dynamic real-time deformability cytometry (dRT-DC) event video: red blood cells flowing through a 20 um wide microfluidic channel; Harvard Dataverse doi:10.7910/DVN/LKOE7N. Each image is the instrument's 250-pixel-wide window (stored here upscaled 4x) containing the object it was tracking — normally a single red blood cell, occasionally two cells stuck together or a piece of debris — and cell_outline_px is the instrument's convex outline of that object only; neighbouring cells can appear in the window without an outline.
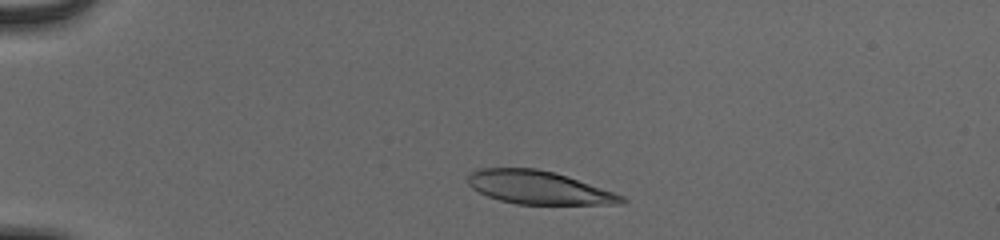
{"species": "human", "species_latin": "Homo sapiens", "temperature_condition": "cold", "stored_images_in_passage": 46, "camera_frame_rate_fps": 3000, "um_per_image_px": 0.085, "donor": {"sex": "male"}, "frame": {"image": 1, "passage_image": 5, "time_ms": 1.333, "image_size_px": [1000, 240], "cell_outline_px": [[628, 200], [624, 204], [516, 204], [500, 200], [488, 196], [472, 188], [468, 184], [468, 176], [472, 172], [480, 168], [536, 168], [552, 172], [624, 196]], "centroid_in_image_um": [45.76, 15.95], "position_along_channel_um": 39.2, "area_um2": 29.19}}
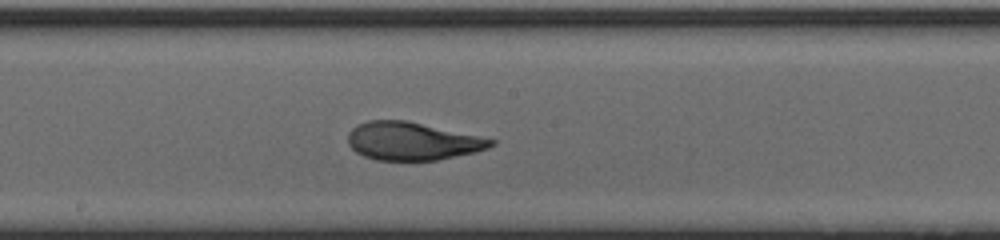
{"frame": {"image": 2, "passage_image": 23, "time_ms": 7.333, "image_size_px": [1000, 240], "cell_outline_px": [[496, 144], [488, 148], [476, 152], [436, 160], [376, 160], [364, 156], [356, 152], [348, 144], [348, 132], [356, 124], [368, 120], [408, 120], [496, 140]], "centroid_in_image_um": [35.02, 11.99], "position_along_channel_um": 213.2, "area_um2": 31.73}}
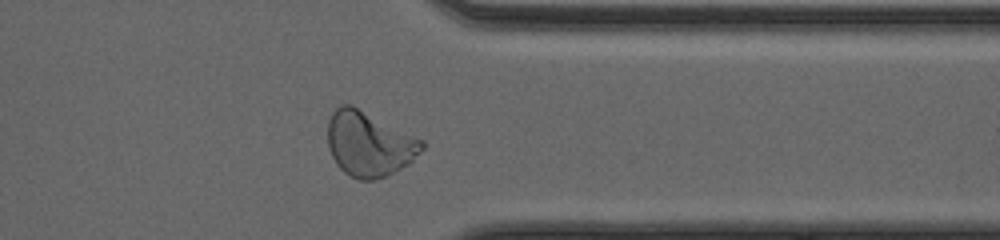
{"frame": {"image": 3, "passage_image": 36, "time_ms": 11.667, "image_size_px": [1000, 240], "cell_outline_px": [[424, 148], [408, 164], [384, 176], [372, 180], [360, 180], [344, 172], [336, 164], [332, 156], [328, 144], [328, 120], [332, 112], [340, 104], [352, 104], [424, 140]], "centroid_in_image_um": [31.36, 12.2], "position_along_channel_um": 380.0, "area_um2": 35.49}, "authors_computed_cell_mechanics": {"area_um2": 31.9056, "velocity_mm_per_s": 3.8784, "shape_relaxation_time_tau1_ms": 5.7793, "shape_relaxation_time_tau2_ms": 0.9904, "deformation_change_tau1": 0.2373, "deformation_change_tau2": 0.072}}